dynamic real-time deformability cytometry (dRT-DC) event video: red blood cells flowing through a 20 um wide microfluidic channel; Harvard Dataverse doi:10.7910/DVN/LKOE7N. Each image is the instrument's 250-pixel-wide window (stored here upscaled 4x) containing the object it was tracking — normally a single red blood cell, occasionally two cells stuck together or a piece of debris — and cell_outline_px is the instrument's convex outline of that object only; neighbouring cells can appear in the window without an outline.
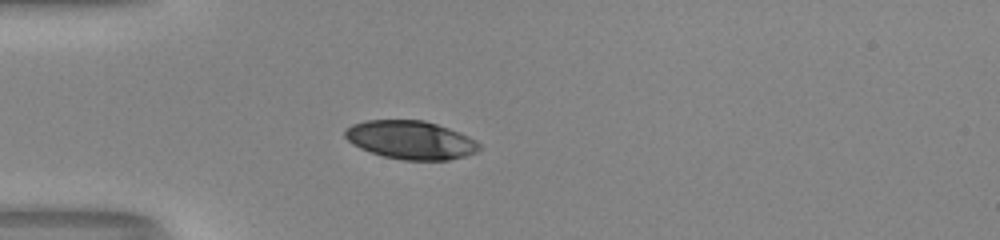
{"species": "human", "species_latin": "Homo sapiens", "temperature_condition": "room temperature", "stored_images_in_passage": 38, "camera_frame_rate_fps": 3000, "um_per_image_px": 0.085, "donor": {"sex": "male"}, "frame": {"image": 1, "passage_image": 1, "time_ms": 0.0, "image_size_px": [1000, 240], "cell_outline_px": [[480, 148], [476, 152], [464, 156], [448, 160], [404, 160], [384, 156], [360, 148], [352, 144], [344, 136], [344, 132], [352, 124], [364, 120], [424, 120], [448, 128], [468, 136], [476, 140], [480, 144]], "centroid_in_image_um": [34.9, 11.89], "position_along_channel_um": 50.1, "area_um2": 29.88}}
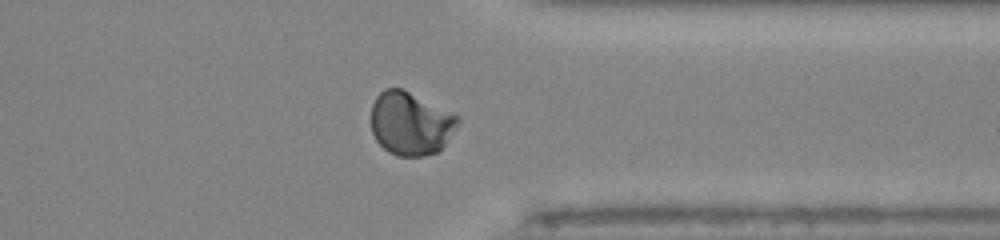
{"frame": {"image": 2, "passage_image": 27, "time_ms": 8.667, "image_size_px": [1000, 240], "cell_outline_px": [[460, 120], [456, 128], [444, 144], [436, 152], [424, 156], [396, 156], [388, 152], [376, 140], [372, 132], [372, 104], [376, 96], [384, 88], [400, 88], [452, 112], [460, 116]], "centroid_in_image_um": [34.89, 10.5], "position_along_channel_um": 376.5, "area_um2": 31.79}}
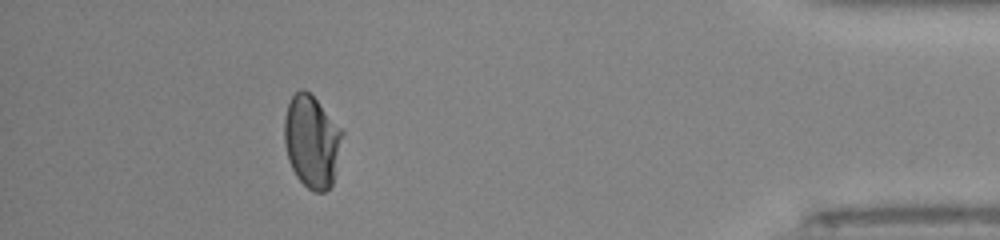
{"frame": {"image": 3, "passage_image": 33, "time_ms": 10.667, "image_size_px": [1000, 240], "cell_outline_px": [[344, 132], [332, 184], [324, 192], [312, 192], [296, 176], [288, 160], [284, 144], [284, 116], [288, 104], [292, 96], [300, 88], [304, 88], [316, 100]], "centroid_in_image_um": [26.48, 12.02], "position_along_channel_um": 408.7, "area_um2": 31.04}, "authors_computed_cell_mechanics": {"area_um2": 31.0675, "velocity_mm_per_s": 3.9981, "shape_relaxation_time_tau1_ms": 3.8001, "shape_relaxation_time_tau2_ms": 1.657, "deformation_change_tau1": 0.1515, "deformation_change_tau2": 0.0222}}